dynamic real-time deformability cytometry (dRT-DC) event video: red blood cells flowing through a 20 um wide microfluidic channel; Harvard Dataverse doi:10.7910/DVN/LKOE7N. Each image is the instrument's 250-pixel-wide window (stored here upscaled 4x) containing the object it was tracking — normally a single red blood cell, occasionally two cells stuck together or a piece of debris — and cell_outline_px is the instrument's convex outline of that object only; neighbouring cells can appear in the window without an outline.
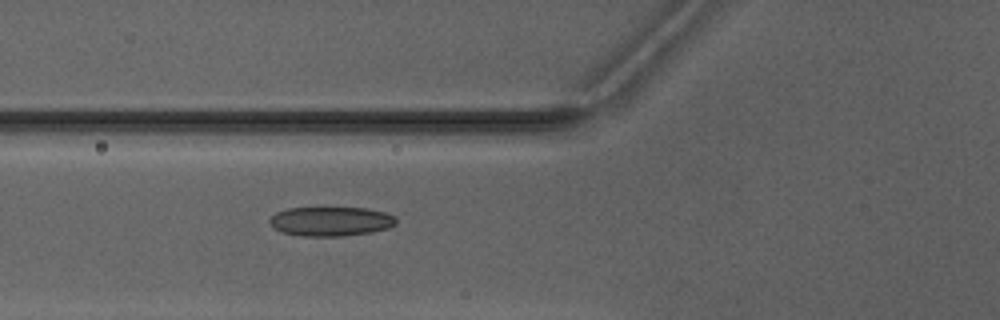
{"species": "Egyptian fruit bat (a non-hibernating species)", "species_latin": "Rousettus aegyptiacus", "temperature_condition": "warm", "stored_images_in_passage": 2, "camera_frame_rate_fps": 3000, "um_per_image_px": 0.085, "animal": {"sex": "male"}, "frame": {"image": 1, "passage_image": 2, "time_ms": 1.0, "image_size_px": [1000, 320], "cell_outline_px": [[396, 224], [388, 228], [372, 232], [344, 236], [300, 236], [284, 232], [272, 228], [268, 220], [276, 212], [288, 208], [364, 208], [384, 212], [396, 216]], "centroid_in_image_um": [28.11, 18.82], "position_along_channel_um": 97.7, "area_um2": 21.68}}